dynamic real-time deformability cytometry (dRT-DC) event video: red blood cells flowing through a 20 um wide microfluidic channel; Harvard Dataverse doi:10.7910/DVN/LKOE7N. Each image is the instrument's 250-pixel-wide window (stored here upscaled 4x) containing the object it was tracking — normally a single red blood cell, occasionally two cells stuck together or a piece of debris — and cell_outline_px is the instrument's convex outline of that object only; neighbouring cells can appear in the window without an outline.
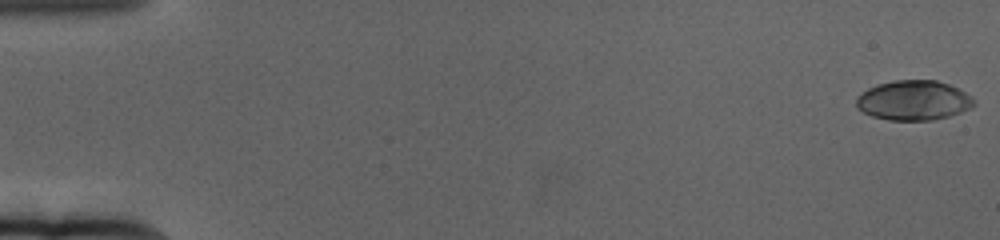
{"species": "human", "species_latin": "Homo sapiens", "temperature_condition": "cold", "stored_images_in_passage": 61, "camera_frame_rate_fps": 3000, "um_per_image_px": 0.085, "donor": {"sex": "female"}, "frame": {"image": 1, "passage_image": 1, "time_ms": 0.0, "image_size_px": [1000, 240], "cell_outline_px": [[976, 104], [972, 108], [948, 116], [932, 120], [888, 120], [872, 116], [856, 108], [856, 96], [868, 88], [876, 84], [892, 80], [936, 80], [948, 84], [972, 96]], "centroid_in_image_um": [77.63, 8.53], "position_along_channel_um": 7.4, "area_um2": 27.4}}
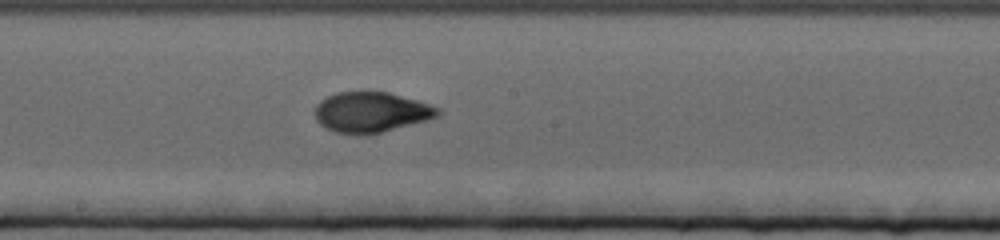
{"frame": {"image": 2, "passage_image": 34, "time_ms": 11.0, "image_size_px": [1000, 240], "cell_outline_px": [[440, 112], [436, 116], [424, 120], [380, 132], [360, 136], [336, 132], [320, 124], [316, 120], [316, 104], [320, 100], [336, 92], [368, 88], [388, 92], [416, 100], [440, 108]], "centroid_in_image_um": [31.48, 9.49], "position_along_channel_um": 216.7, "area_um2": 29.19}}
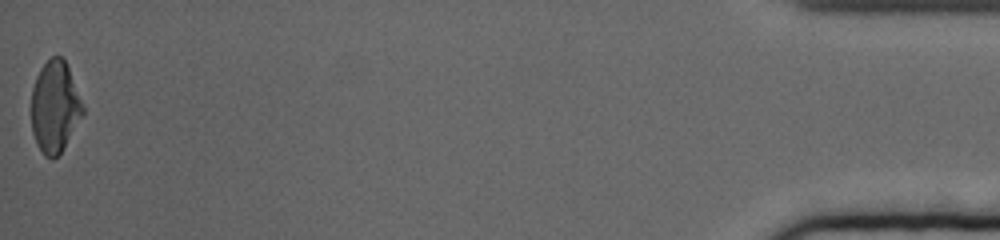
{"frame": {"image": 3, "passage_image": 61, "time_ms": 20.0, "image_size_px": [1000, 240], "cell_outline_px": [[84, 112], [60, 152], [52, 160], [44, 156], [36, 144], [32, 132], [32, 88], [36, 76], [40, 68], [52, 56], [60, 56], [64, 60], [68, 68], [84, 108]], "centroid_in_image_um": [4.63, 9.09], "position_along_channel_um": 430.6, "area_um2": 26.93}, "authors_computed_cell_mechanics": {"area_um2": 27.744, "velocity_mm_per_s": 3.3643, "shape_relaxation_time_tau1_ms": 4.4013, "shape_relaxation_time_tau2_ms": 1.4605, "deformation_change_tau1": 0.1924, "deformation_change_tau2": 0.0544}}